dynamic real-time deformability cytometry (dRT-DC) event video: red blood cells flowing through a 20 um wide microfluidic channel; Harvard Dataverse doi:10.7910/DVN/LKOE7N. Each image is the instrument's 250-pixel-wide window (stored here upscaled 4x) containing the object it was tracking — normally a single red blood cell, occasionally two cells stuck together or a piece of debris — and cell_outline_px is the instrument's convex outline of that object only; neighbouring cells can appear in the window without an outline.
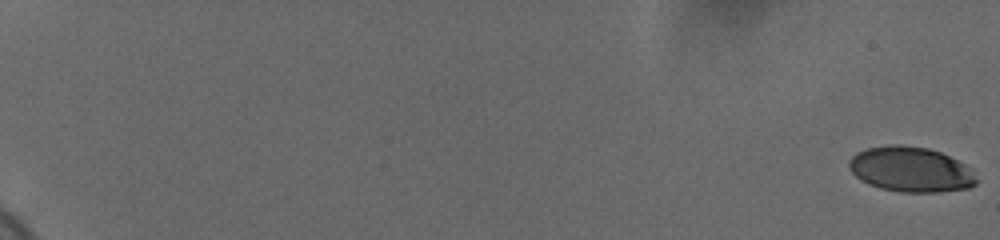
{"species": "human", "species_latin": "Homo sapiens", "temperature_condition": "cold", "stored_images_in_passage": 60, "camera_frame_rate_fps": 3000, "um_per_image_px": 0.085, "donor": {"sex": "female"}, "frame": {"image": 1, "passage_image": 1, "time_ms": 0.0, "image_size_px": [1000, 240], "cell_outline_px": [[976, 184], [968, 188], [940, 192], [900, 192], [880, 188], [868, 184], [860, 180], [848, 168], [848, 160], [856, 152], [868, 148], [888, 144], [900, 144], [928, 148], [940, 152], [972, 168], [976, 180]], "centroid_in_image_um": [77.38, 14.4], "position_along_channel_um": 7.6, "area_um2": 33.7}}
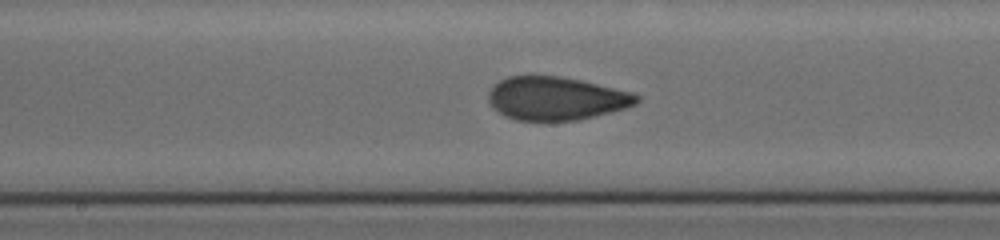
{"frame": {"image": 2, "passage_image": 36, "time_ms": 11.667, "image_size_px": [1000, 240], "cell_outline_px": [[640, 100], [636, 104], [624, 108], [576, 120], [516, 120], [504, 116], [488, 100], [488, 92], [500, 80], [508, 76], [560, 76], [580, 80], [632, 92], [640, 96]], "centroid_in_image_um": [47.27, 8.35], "position_along_channel_um": 200.9, "area_um2": 36.88}}
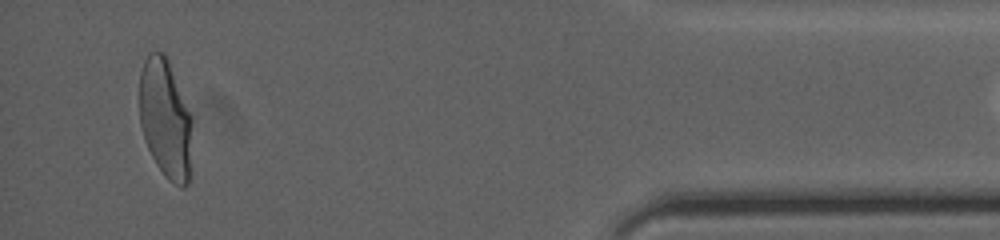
{"frame": {"image": 3, "passage_image": 58, "time_ms": 19.0, "image_size_px": [1000, 240], "cell_outline_px": [[192, 120], [188, 184], [184, 188], [180, 188], [168, 180], [164, 176], [156, 164], [144, 140], [140, 124], [140, 72], [144, 60], [148, 52], [164, 52], [168, 60], [192, 116]], "centroid_in_image_um": [14.05, 10.1], "position_along_channel_um": 421.1, "area_um2": 36.7}}